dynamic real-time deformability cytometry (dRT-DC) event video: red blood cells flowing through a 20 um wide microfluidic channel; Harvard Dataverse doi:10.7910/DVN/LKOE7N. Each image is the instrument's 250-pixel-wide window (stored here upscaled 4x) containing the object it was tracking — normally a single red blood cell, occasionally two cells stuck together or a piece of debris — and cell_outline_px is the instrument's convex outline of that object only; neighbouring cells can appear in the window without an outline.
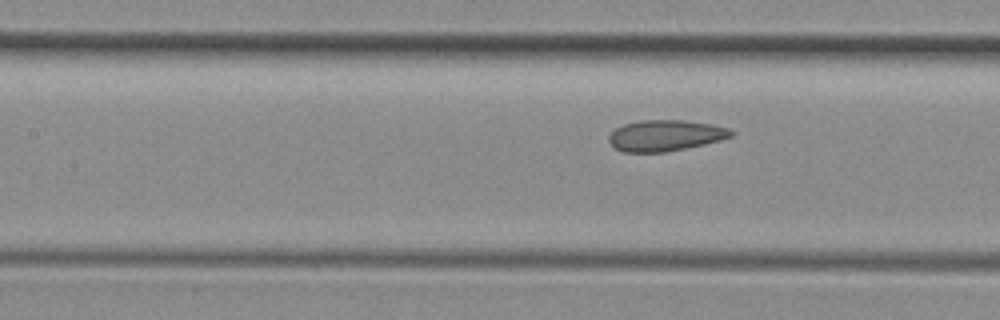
{"species": "common noctule bat (a hibernating species)", "species_latin": "Nyctalus noctula", "temperature_condition": "room temperature", "stored_images_in_passage": 8, "camera_frame_rate_fps": 3000, "um_per_image_px": 0.085, "animal": {"sex": "female", "body_mass_g": 29.2, "forearm_length_mm": 56.3}, "frame": {"image": 1, "passage_image": 8, "time_ms": 2.333, "image_size_px": [1000, 320], "cell_outline_px": [[736, 132], [732, 136], [720, 140], [704, 144], [664, 152], [624, 152], [616, 148], [608, 140], [608, 136], [616, 128], [624, 124], [640, 120], [684, 120], [712, 124], [728, 128]], "centroid_in_image_um": [56.57, 11.51], "position_along_channel_um": 150.8, "area_um2": 22.02}}